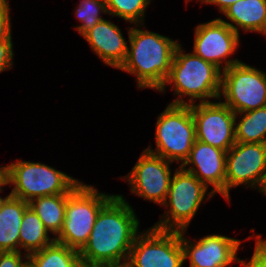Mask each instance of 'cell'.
Returning a JSON list of instances; mask_svg holds the SVG:
<instances>
[{
    "instance_id": "26",
    "label": "cell",
    "mask_w": 266,
    "mask_h": 267,
    "mask_svg": "<svg viewBox=\"0 0 266 267\" xmlns=\"http://www.w3.org/2000/svg\"><path fill=\"white\" fill-rule=\"evenodd\" d=\"M13 45V40H0V73L10 71L14 67Z\"/></svg>"
},
{
    "instance_id": "17",
    "label": "cell",
    "mask_w": 266,
    "mask_h": 267,
    "mask_svg": "<svg viewBox=\"0 0 266 267\" xmlns=\"http://www.w3.org/2000/svg\"><path fill=\"white\" fill-rule=\"evenodd\" d=\"M222 15L225 19L219 18L239 35L240 31L259 35L266 23V0H239Z\"/></svg>"
},
{
    "instance_id": "33",
    "label": "cell",
    "mask_w": 266,
    "mask_h": 267,
    "mask_svg": "<svg viewBox=\"0 0 266 267\" xmlns=\"http://www.w3.org/2000/svg\"><path fill=\"white\" fill-rule=\"evenodd\" d=\"M6 187H7V183L2 188H0V206H1L2 202L5 200V198L9 195V193H8L4 197L1 196V195H4V194H1V193L4 192V189Z\"/></svg>"
},
{
    "instance_id": "16",
    "label": "cell",
    "mask_w": 266,
    "mask_h": 267,
    "mask_svg": "<svg viewBox=\"0 0 266 267\" xmlns=\"http://www.w3.org/2000/svg\"><path fill=\"white\" fill-rule=\"evenodd\" d=\"M119 27L110 18H104L82 36L103 65L115 70L124 63L129 44Z\"/></svg>"
},
{
    "instance_id": "20",
    "label": "cell",
    "mask_w": 266,
    "mask_h": 267,
    "mask_svg": "<svg viewBox=\"0 0 266 267\" xmlns=\"http://www.w3.org/2000/svg\"><path fill=\"white\" fill-rule=\"evenodd\" d=\"M67 198L68 194L49 195L35 198L28 203L54 238L64 225Z\"/></svg>"
},
{
    "instance_id": "31",
    "label": "cell",
    "mask_w": 266,
    "mask_h": 267,
    "mask_svg": "<svg viewBox=\"0 0 266 267\" xmlns=\"http://www.w3.org/2000/svg\"><path fill=\"white\" fill-rule=\"evenodd\" d=\"M21 267H37L35 265V263L28 257L23 264L21 265Z\"/></svg>"
},
{
    "instance_id": "2",
    "label": "cell",
    "mask_w": 266,
    "mask_h": 267,
    "mask_svg": "<svg viewBox=\"0 0 266 267\" xmlns=\"http://www.w3.org/2000/svg\"><path fill=\"white\" fill-rule=\"evenodd\" d=\"M127 35V56L118 70L134 76L138 90L158 92L170 73L180 40L149 31L145 24L128 26Z\"/></svg>"
},
{
    "instance_id": "35",
    "label": "cell",
    "mask_w": 266,
    "mask_h": 267,
    "mask_svg": "<svg viewBox=\"0 0 266 267\" xmlns=\"http://www.w3.org/2000/svg\"><path fill=\"white\" fill-rule=\"evenodd\" d=\"M260 35L266 37V23H265V26H264L262 32L260 33ZM265 40H266V38H265Z\"/></svg>"
},
{
    "instance_id": "29",
    "label": "cell",
    "mask_w": 266,
    "mask_h": 267,
    "mask_svg": "<svg viewBox=\"0 0 266 267\" xmlns=\"http://www.w3.org/2000/svg\"><path fill=\"white\" fill-rule=\"evenodd\" d=\"M239 0H199L198 4L200 2V5H212L214 7H217V11L219 13L223 14V12L230 7L232 4L236 3Z\"/></svg>"
},
{
    "instance_id": "36",
    "label": "cell",
    "mask_w": 266,
    "mask_h": 267,
    "mask_svg": "<svg viewBox=\"0 0 266 267\" xmlns=\"http://www.w3.org/2000/svg\"><path fill=\"white\" fill-rule=\"evenodd\" d=\"M185 1V4H186V7H187V5L192 1V0H184ZM193 1H195V0H193ZM199 0H196V2H198Z\"/></svg>"
},
{
    "instance_id": "6",
    "label": "cell",
    "mask_w": 266,
    "mask_h": 267,
    "mask_svg": "<svg viewBox=\"0 0 266 267\" xmlns=\"http://www.w3.org/2000/svg\"><path fill=\"white\" fill-rule=\"evenodd\" d=\"M155 148L146 151L181 166L196 140L195 122L190 105L167 104L155 123Z\"/></svg>"
},
{
    "instance_id": "4",
    "label": "cell",
    "mask_w": 266,
    "mask_h": 267,
    "mask_svg": "<svg viewBox=\"0 0 266 267\" xmlns=\"http://www.w3.org/2000/svg\"><path fill=\"white\" fill-rule=\"evenodd\" d=\"M177 167V168H176ZM165 202V211L152 227L168 231H188L200 206L216 196L191 172L176 166Z\"/></svg>"
},
{
    "instance_id": "15",
    "label": "cell",
    "mask_w": 266,
    "mask_h": 267,
    "mask_svg": "<svg viewBox=\"0 0 266 267\" xmlns=\"http://www.w3.org/2000/svg\"><path fill=\"white\" fill-rule=\"evenodd\" d=\"M226 151L195 140L181 167L225 199ZM211 187V188H210Z\"/></svg>"
},
{
    "instance_id": "30",
    "label": "cell",
    "mask_w": 266,
    "mask_h": 267,
    "mask_svg": "<svg viewBox=\"0 0 266 267\" xmlns=\"http://www.w3.org/2000/svg\"><path fill=\"white\" fill-rule=\"evenodd\" d=\"M6 176H7V166L0 165V188H2L6 184Z\"/></svg>"
},
{
    "instance_id": "28",
    "label": "cell",
    "mask_w": 266,
    "mask_h": 267,
    "mask_svg": "<svg viewBox=\"0 0 266 267\" xmlns=\"http://www.w3.org/2000/svg\"><path fill=\"white\" fill-rule=\"evenodd\" d=\"M28 255L20 251L0 252V267H21Z\"/></svg>"
},
{
    "instance_id": "24",
    "label": "cell",
    "mask_w": 266,
    "mask_h": 267,
    "mask_svg": "<svg viewBox=\"0 0 266 267\" xmlns=\"http://www.w3.org/2000/svg\"><path fill=\"white\" fill-rule=\"evenodd\" d=\"M73 14L79 23L73 28L81 37L96 23L104 19L105 14L108 15L105 0H80L75 6Z\"/></svg>"
},
{
    "instance_id": "7",
    "label": "cell",
    "mask_w": 266,
    "mask_h": 267,
    "mask_svg": "<svg viewBox=\"0 0 266 267\" xmlns=\"http://www.w3.org/2000/svg\"><path fill=\"white\" fill-rule=\"evenodd\" d=\"M114 195L81 181L68 193L64 225L55 241L80 251L88 242L101 208Z\"/></svg>"
},
{
    "instance_id": "11",
    "label": "cell",
    "mask_w": 266,
    "mask_h": 267,
    "mask_svg": "<svg viewBox=\"0 0 266 267\" xmlns=\"http://www.w3.org/2000/svg\"><path fill=\"white\" fill-rule=\"evenodd\" d=\"M193 36L192 52L222 72L242 61L232 58L240 47L241 35L219 17L196 25Z\"/></svg>"
},
{
    "instance_id": "32",
    "label": "cell",
    "mask_w": 266,
    "mask_h": 267,
    "mask_svg": "<svg viewBox=\"0 0 266 267\" xmlns=\"http://www.w3.org/2000/svg\"><path fill=\"white\" fill-rule=\"evenodd\" d=\"M83 267H128L127 263L117 264V265H93V266H83Z\"/></svg>"
},
{
    "instance_id": "14",
    "label": "cell",
    "mask_w": 266,
    "mask_h": 267,
    "mask_svg": "<svg viewBox=\"0 0 266 267\" xmlns=\"http://www.w3.org/2000/svg\"><path fill=\"white\" fill-rule=\"evenodd\" d=\"M190 106L196 140L227 152L236 143V114L220 100Z\"/></svg>"
},
{
    "instance_id": "1",
    "label": "cell",
    "mask_w": 266,
    "mask_h": 267,
    "mask_svg": "<svg viewBox=\"0 0 266 267\" xmlns=\"http://www.w3.org/2000/svg\"><path fill=\"white\" fill-rule=\"evenodd\" d=\"M123 194H115L100 210L88 242L79 251L83 266L127 263L140 220Z\"/></svg>"
},
{
    "instance_id": "19",
    "label": "cell",
    "mask_w": 266,
    "mask_h": 267,
    "mask_svg": "<svg viewBox=\"0 0 266 267\" xmlns=\"http://www.w3.org/2000/svg\"><path fill=\"white\" fill-rule=\"evenodd\" d=\"M55 241L38 215L28 206L24 212L19 232V251L28 256Z\"/></svg>"
},
{
    "instance_id": "13",
    "label": "cell",
    "mask_w": 266,
    "mask_h": 267,
    "mask_svg": "<svg viewBox=\"0 0 266 267\" xmlns=\"http://www.w3.org/2000/svg\"><path fill=\"white\" fill-rule=\"evenodd\" d=\"M254 230L251 228L252 234L244 240L219 233L190 239L186 236L187 230L181 231L184 262L189 261L188 267H233L234 263H239L241 244L252 239Z\"/></svg>"
},
{
    "instance_id": "9",
    "label": "cell",
    "mask_w": 266,
    "mask_h": 267,
    "mask_svg": "<svg viewBox=\"0 0 266 267\" xmlns=\"http://www.w3.org/2000/svg\"><path fill=\"white\" fill-rule=\"evenodd\" d=\"M266 185V143L236 142L226 153L225 201L230 205V191L237 187L256 190Z\"/></svg>"
},
{
    "instance_id": "12",
    "label": "cell",
    "mask_w": 266,
    "mask_h": 267,
    "mask_svg": "<svg viewBox=\"0 0 266 267\" xmlns=\"http://www.w3.org/2000/svg\"><path fill=\"white\" fill-rule=\"evenodd\" d=\"M171 165L174 166L173 162L143 149L132 170L119 178L125 180L130 194L161 206L166 200L174 173Z\"/></svg>"
},
{
    "instance_id": "27",
    "label": "cell",
    "mask_w": 266,
    "mask_h": 267,
    "mask_svg": "<svg viewBox=\"0 0 266 267\" xmlns=\"http://www.w3.org/2000/svg\"><path fill=\"white\" fill-rule=\"evenodd\" d=\"M10 2L0 10V40H13Z\"/></svg>"
},
{
    "instance_id": "8",
    "label": "cell",
    "mask_w": 266,
    "mask_h": 267,
    "mask_svg": "<svg viewBox=\"0 0 266 267\" xmlns=\"http://www.w3.org/2000/svg\"><path fill=\"white\" fill-rule=\"evenodd\" d=\"M219 100L235 114L266 107V72L244 61L225 69Z\"/></svg>"
},
{
    "instance_id": "23",
    "label": "cell",
    "mask_w": 266,
    "mask_h": 267,
    "mask_svg": "<svg viewBox=\"0 0 266 267\" xmlns=\"http://www.w3.org/2000/svg\"><path fill=\"white\" fill-rule=\"evenodd\" d=\"M153 0H105L110 18L116 17L130 25L146 24V10Z\"/></svg>"
},
{
    "instance_id": "21",
    "label": "cell",
    "mask_w": 266,
    "mask_h": 267,
    "mask_svg": "<svg viewBox=\"0 0 266 267\" xmlns=\"http://www.w3.org/2000/svg\"><path fill=\"white\" fill-rule=\"evenodd\" d=\"M235 138L240 143H266V107L237 113Z\"/></svg>"
},
{
    "instance_id": "3",
    "label": "cell",
    "mask_w": 266,
    "mask_h": 267,
    "mask_svg": "<svg viewBox=\"0 0 266 267\" xmlns=\"http://www.w3.org/2000/svg\"><path fill=\"white\" fill-rule=\"evenodd\" d=\"M222 71L193 52L186 53L180 43L174 53L170 73L158 91L165 94L173 91L174 99L169 104L191 105L219 100ZM214 99V100H213Z\"/></svg>"
},
{
    "instance_id": "37",
    "label": "cell",
    "mask_w": 266,
    "mask_h": 267,
    "mask_svg": "<svg viewBox=\"0 0 266 267\" xmlns=\"http://www.w3.org/2000/svg\"><path fill=\"white\" fill-rule=\"evenodd\" d=\"M261 195L266 197V185H265V188H264L263 193Z\"/></svg>"
},
{
    "instance_id": "25",
    "label": "cell",
    "mask_w": 266,
    "mask_h": 267,
    "mask_svg": "<svg viewBox=\"0 0 266 267\" xmlns=\"http://www.w3.org/2000/svg\"><path fill=\"white\" fill-rule=\"evenodd\" d=\"M260 233H254L252 239L255 240L254 251L251 258L239 259L241 267H266V239Z\"/></svg>"
},
{
    "instance_id": "18",
    "label": "cell",
    "mask_w": 266,
    "mask_h": 267,
    "mask_svg": "<svg viewBox=\"0 0 266 267\" xmlns=\"http://www.w3.org/2000/svg\"><path fill=\"white\" fill-rule=\"evenodd\" d=\"M28 202L11 196L0 206V252L19 251V232Z\"/></svg>"
},
{
    "instance_id": "22",
    "label": "cell",
    "mask_w": 266,
    "mask_h": 267,
    "mask_svg": "<svg viewBox=\"0 0 266 267\" xmlns=\"http://www.w3.org/2000/svg\"><path fill=\"white\" fill-rule=\"evenodd\" d=\"M28 257L37 267H83L78 250L56 241Z\"/></svg>"
},
{
    "instance_id": "34",
    "label": "cell",
    "mask_w": 266,
    "mask_h": 267,
    "mask_svg": "<svg viewBox=\"0 0 266 267\" xmlns=\"http://www.w3.org/2000/svg\"><path fill=\"white\" fill-rule=\"evenodd\" d=\"M10 0H0V10L9 2Z\"/></svg>"
},
{
    "instance_id": "10",
    "label": "cell",
    "mask_w": 266,
    "mask_h": 267,
    "mask_svg": "<svg viewBox=\"0 0 266 267\" xmlns=\"http://www.w3.org/2000/svg\"><path fill=\"white\" fill-rule=\"evenodd\" d=\"M181 231L143 229L135 238L128 267H184Z\"/></svg>"
},
{
    "instance_id": "5",
    "label": "cell",
    "mask_w": 266,
    "mask_h": 267,
    "mask_svg": "<svg viewBox=\"0 0 266 267\" xmlns=\"http://www.w3.org/2000/svg\"><path fill=\"white\" fill-rule=\"evenodd\" d=\"M17 159L6 165V183L7 188L12 187L9 194L25 202L42 196L68 194L81 182L45 163Z\"/></svg>"
}]
</instances>
